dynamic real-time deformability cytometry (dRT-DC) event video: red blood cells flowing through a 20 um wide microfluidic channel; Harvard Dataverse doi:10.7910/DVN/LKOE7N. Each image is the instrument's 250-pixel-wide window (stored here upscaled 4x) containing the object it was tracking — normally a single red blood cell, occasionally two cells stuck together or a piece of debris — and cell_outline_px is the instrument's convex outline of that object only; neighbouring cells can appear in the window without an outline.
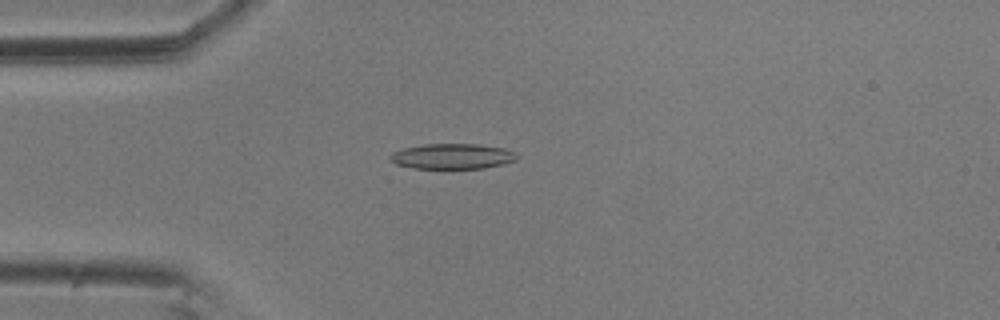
{"species": "common noctule bat (a hibernating species)", "species_latin": "Nyctalus noctula", "temperature_condition": "room temperature", "stored_images_in_passage": 3, "camera_frame_rate_fps": 3000, "um_per_image_px": 0.085, "animal": {"sex": "male", "body_mass_g": 20.5, "forearm_length_mm": 52.5}, "frame": {"image": 1, "passage_image": 2, "time_ms": 0.333, "image_size_px": [1000, 320], "cell_outline_px": [[520, 156], [516, 160], [504, 164], [484, 168], [416, 168], [396, 164], [388, 156], [392, 152], [404, 148], [424, 144], [480, 144], [504, 148], [516, 152]], "centroid_in_image_um": [38.51, 13.28], "position_along_channel_um": 46.5, "area_um2": 18.79}}